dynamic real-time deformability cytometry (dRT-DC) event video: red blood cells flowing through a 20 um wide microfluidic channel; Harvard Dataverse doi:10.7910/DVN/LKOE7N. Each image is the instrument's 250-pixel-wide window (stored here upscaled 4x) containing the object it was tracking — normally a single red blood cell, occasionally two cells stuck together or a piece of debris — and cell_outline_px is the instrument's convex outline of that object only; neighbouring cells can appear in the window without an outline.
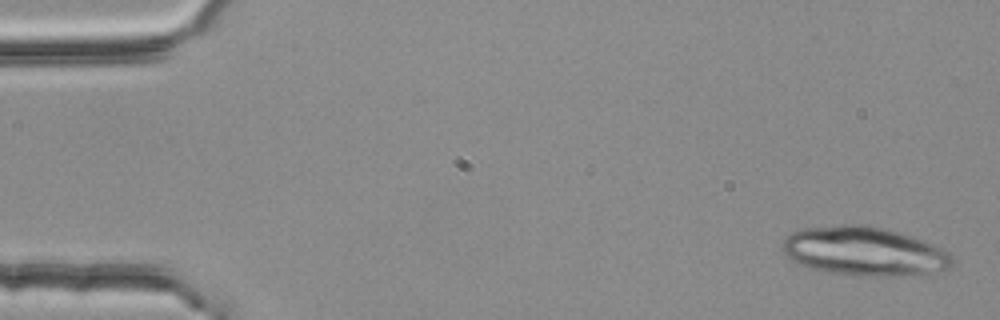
{"species": "common noctule bat (a hibernating species)", "species_latin": "Nyctalus noctula", "temperature_condition": "room temperature", "stored_images_in_passage": 4, "camera_frame_rate_fps": 3000, "um_per_image_px": 0.085, "animal": {"sex": "female", "body_mass_g": 25.1}, "frame": {"image": 1, "passage_image": 1, "time_ms": 0.0, "image_size_px": [1000, 320], "cell_outline_px": [[952, 264], [948, 268], [936, 272], [916, 276], [860, 276], [832, 272], [812, 268], [800, 264], [792, 260], [784, 252], [784, 236], [792, 232], [804, 228], [840, 224], [864, 224], [884, 228], [920, 240], [940, 248], [948, 252], [952, 256]], "centroid_in_image_um": [73.46, 21.37], "position_along_channel_um": 11.5, "area_um2": 48.15}}